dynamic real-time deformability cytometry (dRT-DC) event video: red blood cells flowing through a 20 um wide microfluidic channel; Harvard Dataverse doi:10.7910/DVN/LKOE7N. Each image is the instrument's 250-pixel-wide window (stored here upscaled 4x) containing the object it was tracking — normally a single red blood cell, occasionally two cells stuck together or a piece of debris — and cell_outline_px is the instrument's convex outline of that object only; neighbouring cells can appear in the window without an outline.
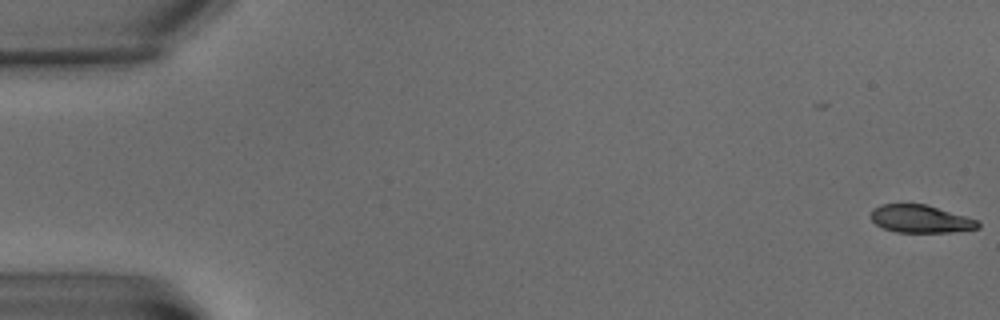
{"species": "common noctule bat (a hibernating species)", "species_latin": "Nyctalus noctula", "temperature_condition": "warm", "stored_images_in_passage": 5, "camera_frame_rate_fps": 3000, "um_per_image_px": 0.085, "animal": {"sex": "male", "body_mass_g": 15.6}, "frame": {"image": 1, "passage_image": 1, "time_ms": 0.0, "image_size_px": [1000, 320], "cell_outline_px": [[980, 228], [952, 232], [896, 232], [884, 228], [876, 224], [872, 220], [872, 208], [880, 204], [924, 204], [980, 220]], "centroid_in_image_um": [78.27, 18.61], "position_along_channel_um": 6.7, "area_um2": 17.28}}